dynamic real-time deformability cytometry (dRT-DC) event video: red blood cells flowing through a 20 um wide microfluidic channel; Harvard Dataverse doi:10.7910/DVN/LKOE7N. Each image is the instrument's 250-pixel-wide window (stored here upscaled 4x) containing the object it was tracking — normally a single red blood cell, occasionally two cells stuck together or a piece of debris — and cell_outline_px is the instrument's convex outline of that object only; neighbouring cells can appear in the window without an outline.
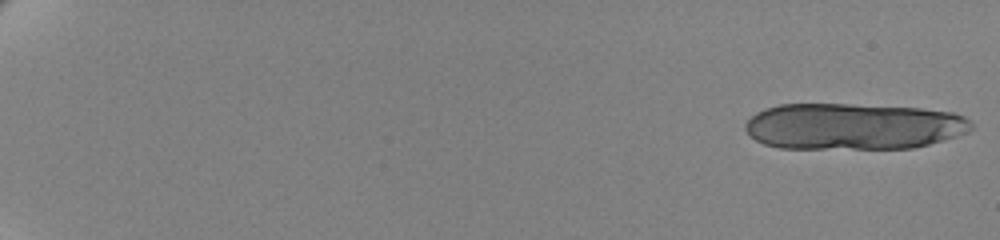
{"species": "human", "species_latin": "Homo sapiens", "temperature_condition": "cold", "stored_images_in_passage": 21, "camera_frame_rate_fps": 3000, "um_per_image_px": 0.085, "donor": {"sex": "female"}, "frame": {"image": 1, "passage_image": 1, "time_ms": 0.0, "image_size_px": [1000, 240], "cell_outline_px": [[972, 128], [968, 132], [956, 136], [928, 144], [912, 148], [780, 148], [764, 144], [756, 140], [744, 128], [744, 124], [756, 112], [764, 108], [780, 104], [844, 104], [920, 108], [952, 112], [964, 116], [972, 124]], "centroid_in_image_um": [72.5, 10.74], "position_along_channel_um": 12.5, "area_um2": 61.04}}